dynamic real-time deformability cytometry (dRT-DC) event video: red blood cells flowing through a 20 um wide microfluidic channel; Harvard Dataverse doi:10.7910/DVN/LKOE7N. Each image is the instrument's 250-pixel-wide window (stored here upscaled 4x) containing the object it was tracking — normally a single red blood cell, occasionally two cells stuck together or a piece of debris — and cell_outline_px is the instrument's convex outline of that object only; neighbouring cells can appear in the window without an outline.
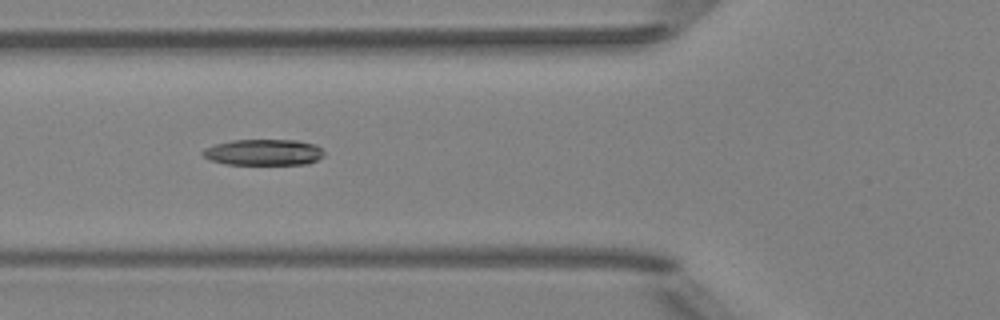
{"species": "Egyptian fruit bat (a non-hibernating species)", "species_latin": "Rousettus aegyptiacus", "temperature_condition": "room temperature", "stored_images_in_passage": 8, "camera_frame_rate_fps": 3000, "um_per_image_px": 0.085, "animal": {"sex": "female"}, "frame": {"image": 1, "passage_image": 5, "time_ms": 4.667, "image_size_px": [1000, 320], "cell_outline_px": [[324, 156], [308, 164], [228, 164], [212, 160], [204, 156], [200, 152], [204, 148], [216, 144], [232, 140], [296, 140], [316, 144], [324, 152]], "centroid_in_image_um": [22.43, 12.94], "position_along_channel_um": 103.4, "area_um2": 18.38}}
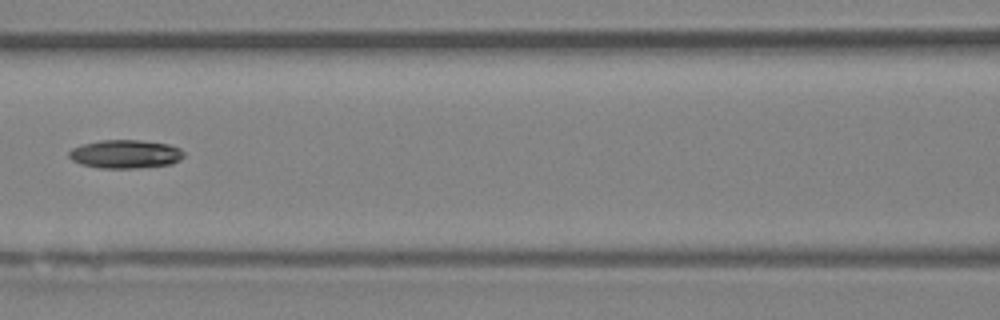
{"frame": {"image": 2, "passage_image": 6, "time_ms": 6.0, "image_size_px": [1000, 320], "cell_outline_px": [[184, 156], [180, 160], [172, 164], [136, 168], [100, 168], [80, 164], [72, 160], [68, 156], [68, 152], [72, 148], [84, 144], [100, 140], [140, 140], [168, 144], [180, 148], [184, 152]], "centroid_in_image_um": [10.66, 13.1], "position_along_channel_um": 155.9, "area_um2": 19.13}}
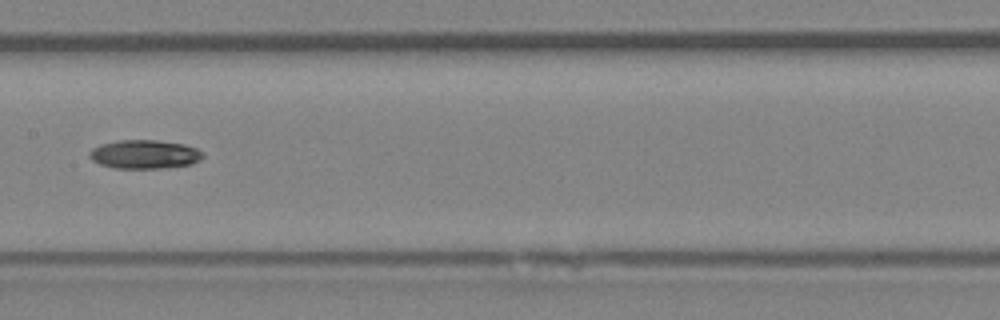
{"frame": {"image": 3, "passage_image": 7, "time_ms": 7.0, "image_size_px": [1000, 320], "cell_outline_px": [[204, 156], [200, 160], [192, 164], [164, 168], [112, 168], [100, 164], [92, 160], [88, 156], [88, 152], [92, 148], [100, 144], [120, 140], [156, 140], [184, 144], [196, 148], [204, 152]], "centroid_in_image_um": [12.28, 13.12], "position_along_channel_um": 195.1, "area_um2": 19.19}}